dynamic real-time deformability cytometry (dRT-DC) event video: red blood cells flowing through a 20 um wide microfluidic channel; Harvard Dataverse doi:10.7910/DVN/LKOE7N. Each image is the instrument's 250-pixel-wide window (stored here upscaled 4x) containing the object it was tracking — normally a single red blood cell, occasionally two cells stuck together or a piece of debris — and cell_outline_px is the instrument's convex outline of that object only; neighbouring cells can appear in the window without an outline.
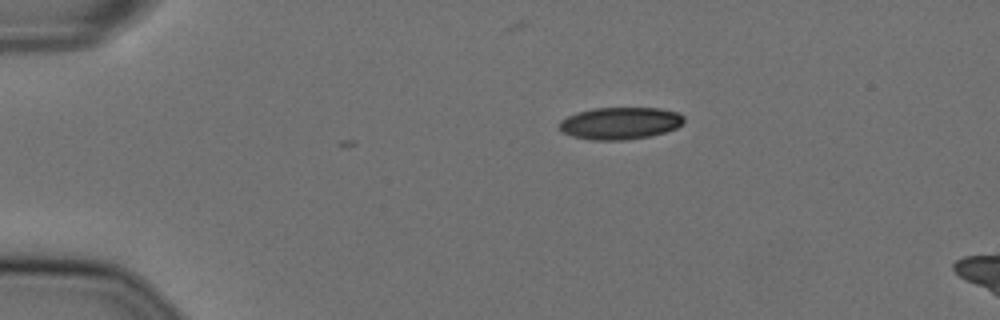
{"species": "Egyptian fruit bat (a non-hibernating species)", "species_latin": "Rousettus aegyptiacus", "temperature_condition": "cold", "stored_images_in_passage": 4, "camera_frame_rate_fps": 3000, "um_per_image_px": 0.085, "animal": {"sex": "female"}, "frame": {"image": 1, "passage_image": 1, "time_ms": 0.0, "image_size_px": [1000, 320], "cell_outline_px": [[684, 120], [676, 128], [664, 132], [648, 136], [624, 140], [592, 140], [572, 136], [564, 132], [560, 128], [560, 120], [576, 112], [592, 108], [660, 108], [676, 112], [684, 116]], "centroid_in_image_um": [52.69, 10.46], "position_along_channel_um": 32.3, "area_um2": 23.18}}